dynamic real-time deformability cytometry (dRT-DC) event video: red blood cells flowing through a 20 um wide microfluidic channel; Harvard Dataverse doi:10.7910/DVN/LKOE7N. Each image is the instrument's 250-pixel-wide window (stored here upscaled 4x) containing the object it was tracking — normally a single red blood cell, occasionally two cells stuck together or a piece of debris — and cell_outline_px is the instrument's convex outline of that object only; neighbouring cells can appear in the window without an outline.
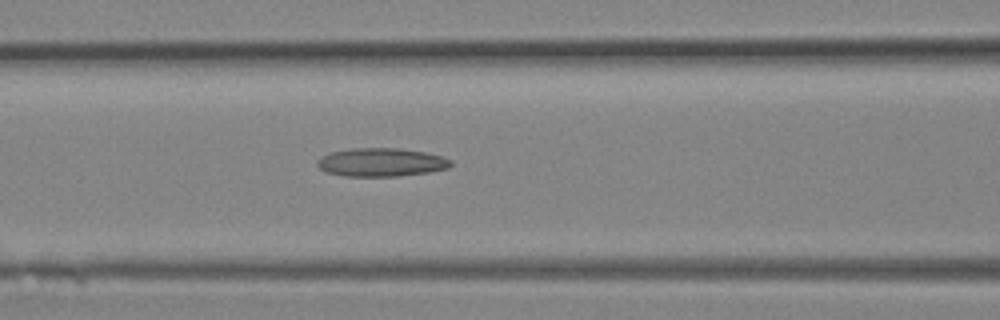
{"species": "Egyptian fruit bat (a non-hibernating species)", "species_latin": "Rousettus aegyptiacus", "temperature_condition": "room temperature", "stored_images_in_passage": 13, "camera_frame_rate_fps": 3000, "um_per_image_px": 0.085, "animal": {"sex": "female"}, "frame": {"image": 1, "passage_image": 6, "time_ms": 1.667, "image_size_px": [1000, 320], "cell_outline_px": [[452, 164], [448, 168], [428, 172], [400, 176], [344, 176], [324, 172], [316, 164], [316, 160], [320, 156], [332, 152], [352, 148], [400, 148], [424, 152], [440, 156], [452, 160]], "centroid_in_image_um": [32.36, 13.79], "position_along_channel_um": 134.2, "area_um2": 22.2}}
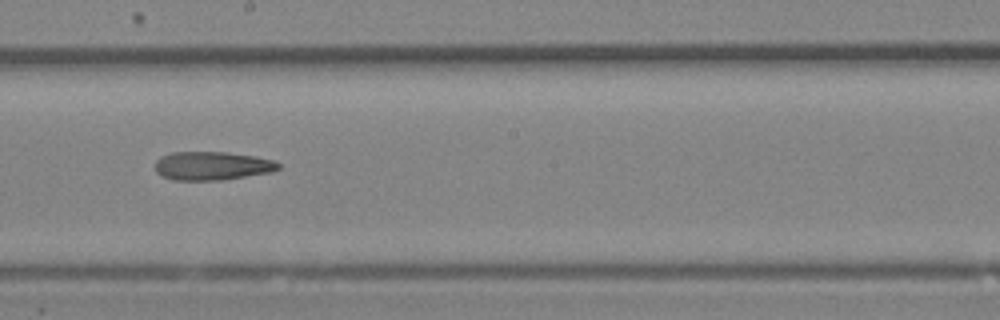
{"frame": {"image": 2, "passage_image": 10, "time_ms": 3.0, "image_size_px": [1000, 320], "cell_outline_px": [[280, 168], [272, 172], [224, 180], [172, 180], [160, 176], [156, 172], [156, 160], [160, 156], [172, 152], [224, 152], [252, 156], [272, 160], [280, 164]], "centroid_in_image_um": [17.99, 14.11], "position_along_channel_um": 230.2, "area_um2": 20.58}}
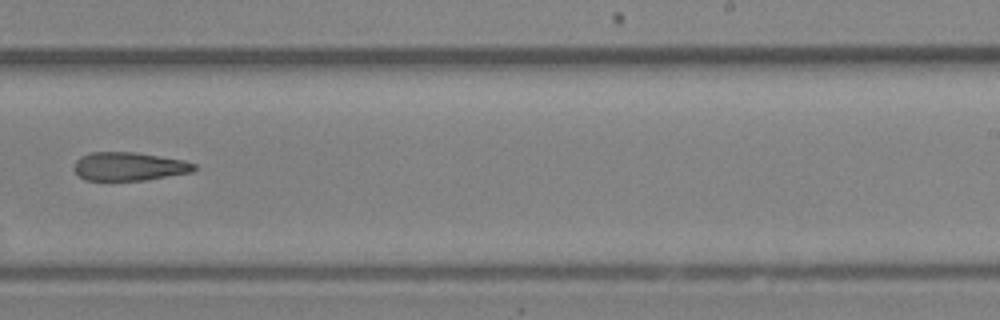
{"frame": {"image": 3, "passage_image": 12, "time_ms": 3.667, "image_size_px": [1000, 320], "cell_outline_px": [[196, 168], [192, 172], [148, 180], [84, 180], [72, 168], [76, 160], [80, 156], [88, 152], [136, 152], [184, 160], [196, 164]], "centroid_in_image_um": [10.96, 14.14], "position_along_channel_um": 278.0, "area_um2": 20.11}}